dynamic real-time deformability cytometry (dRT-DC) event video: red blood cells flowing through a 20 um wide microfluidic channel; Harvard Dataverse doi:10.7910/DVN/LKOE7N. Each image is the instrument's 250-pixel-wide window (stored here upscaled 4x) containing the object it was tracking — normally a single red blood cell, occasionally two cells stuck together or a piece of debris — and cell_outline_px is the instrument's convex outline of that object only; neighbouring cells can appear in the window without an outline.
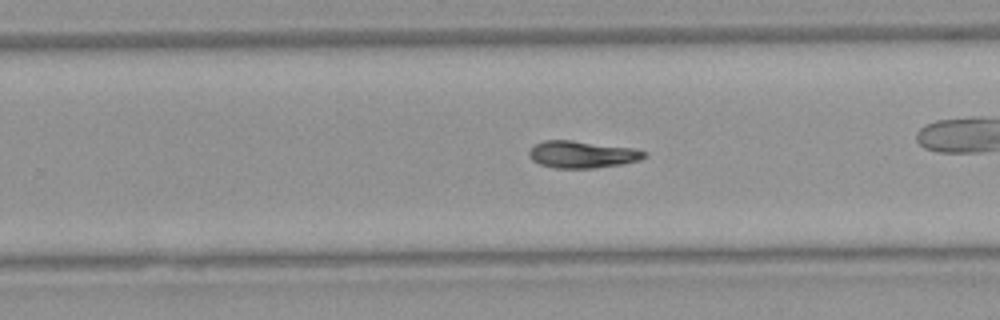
{"species": "Egyptian fruit bat (a non-hibernating species)", "species_latin": "Rousettus aegyptiacus", "temperature_condition": "warm", "stored_images_in_passage": 47, "camera_frame_rate_fps": 3000, "um_per_image_px": 0.085, "animal": {"sex": "female"}, "frame": {"image": 1, "passage_image": 27, "time_ms": 8.667, "image_size_px": [1000, 320], "cell_outline_px": [[648, 156], [640, 160], [620, 164], [592, 168], [552, 168], [540, 164], [532, 160], [528, 156], [528, 152], [536, 144], [544, 140], [572, 140], [636, 148], [648, 152]], "centroid_in_image_um": [49.51, 13.12], "position_along_channel_um": 280.3, "area_um2": 18.32}}
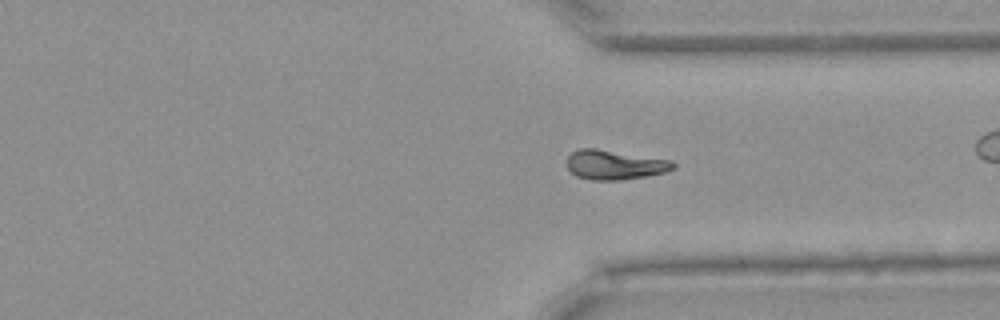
{"frame": {"image": 2, "passage_image": 33, "time_ms": 10.667, "image_size_px": [1000, 320], "cell_outline_px": [[676, 168], [664, 172], [644, 176], [620, 180], [592, 180], [576, 176], [568, 168], [564, 160], [572, 152], [580, 148], [596, 148], [672, 160], [676, 164]], "centroid_in_image_um": [52.22, 14.0], "position_along_channel_um": 359.2, "area_um2": 18.38}}
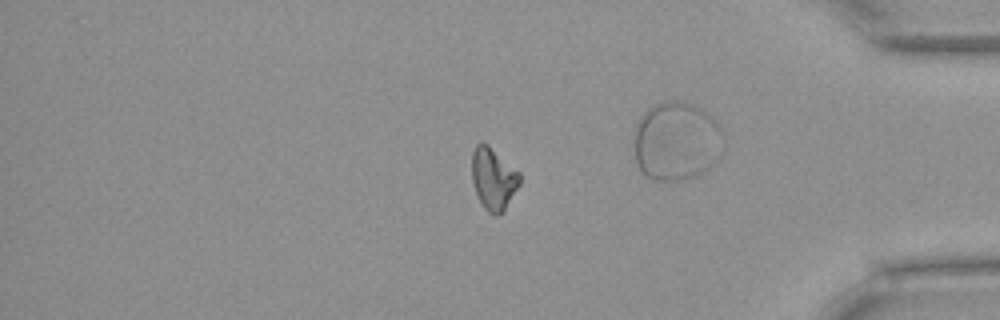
{"frame": {"image": 3, "passage_image": 38, "time_ms": 12.333, "image_size_px": [1000, 320], "cell_outline_px": [[520, 184], [504, 212], [496, 216], [492, 216], [484, 208], [476, 192], [472, 180], [472, 152], [476, 144], [480, 140], [488, 144], [520, 172]], "centroid_in_image_um": [41.94, 15.19], "position_along_channel_um": 393.3, "area_um2": 17.57}}